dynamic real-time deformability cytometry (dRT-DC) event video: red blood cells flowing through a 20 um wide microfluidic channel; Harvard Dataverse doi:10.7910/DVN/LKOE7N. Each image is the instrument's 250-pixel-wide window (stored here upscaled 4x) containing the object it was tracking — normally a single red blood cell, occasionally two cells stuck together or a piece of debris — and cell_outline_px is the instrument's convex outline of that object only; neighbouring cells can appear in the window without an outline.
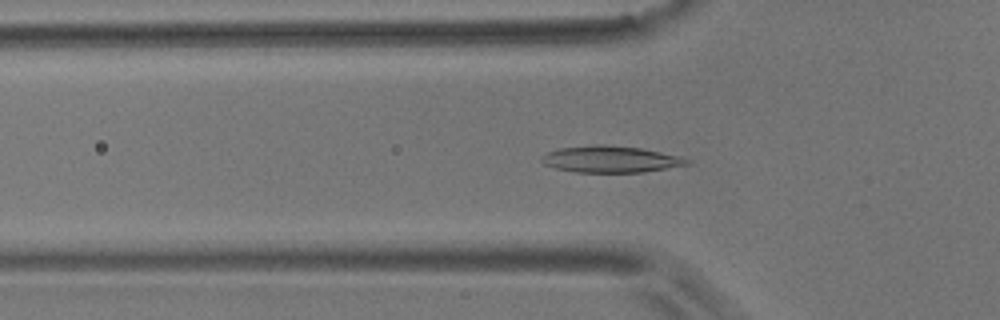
{"species": "common noctule bat (a hibernating species)", "species_latin": "Nyctalus noctula", "temperature_condition": "room temperature", "stored_images_in_passage": 57, "segment_of_instrument_passage": [1, 2], "camera_frame_rate_fps": 3000, "um_per_image_px": 0.085, "animal": {"sex": "male", "body_mass_g": 17.9}, "frame": {"image": 1, "passage_image": 18, "time_ms": 5.667, "image_size_px": [1000, 320], "cell_outline_px": [[692, 164], [644, 172], [576, 172], [556, 168], [544, 164], [540, 160], [540, 156], [548, 152], [560, 148], [596, 144], [604, 144], [640, 148], [680, 156], [692, 160]], "centroid_in_image_um": [51.93, 13.53], "position_along_channel_um": 73.9, "area_um2": 22.6}}
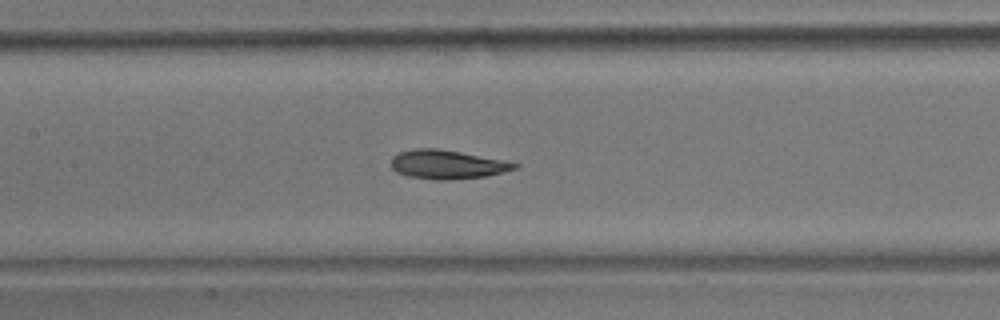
{"frame": {"image": 2, "passage_image": 26, "time_ms": 8.333, "image_size_px": [1000, 320], "cell_outline_px": [[520, 168], [488, 176], [452, 180], [432, 180], [408, 176], [396, 172], [392, 168], [392, 156], [400, 152], [412, 148], [440, 148], [504, 160], [520, 164]], "centroid_in_image_um": [38.04, 13.98], "position_along_channel_um": 169.4, "area_um2": 21.15}}
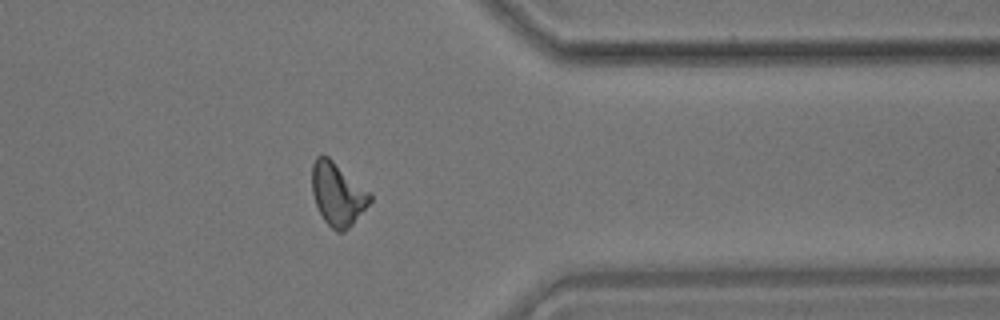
{"frame": {"image": 3, "passage_image": 45, "time_ms": 14.667, "image_size_px": [1000, 320], "cell_outline_px": [[372, 200], [352, 224], [344, 232], [336, 232], [324, 220], [316, 204], [312, 192], [312, 164], [316, 156], [328, 156], [368, 192], [372, 196]], "centroid_in_image_um": [28.67, 16.51], "position_along_channel_um": 382.7, "area_um2": 20.75}}